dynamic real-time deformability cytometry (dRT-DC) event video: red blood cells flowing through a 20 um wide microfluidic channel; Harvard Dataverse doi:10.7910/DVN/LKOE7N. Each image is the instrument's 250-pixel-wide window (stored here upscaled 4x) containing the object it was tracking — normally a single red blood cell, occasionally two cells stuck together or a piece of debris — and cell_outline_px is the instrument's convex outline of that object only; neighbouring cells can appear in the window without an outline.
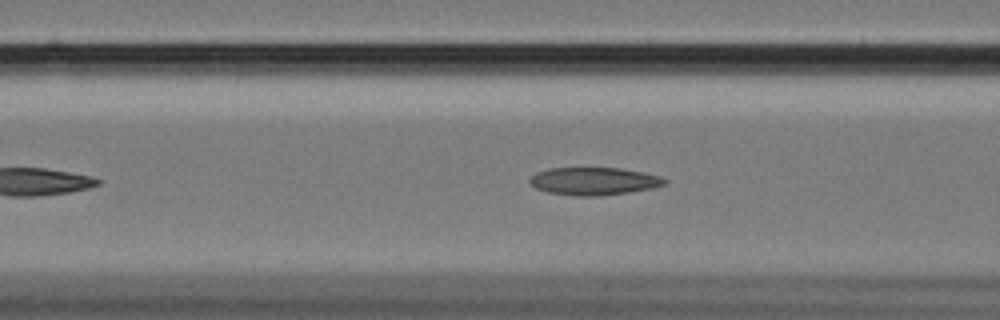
{"species": "Egyptian fruit bat (a non-hibernating species)", "species_latin": "Rousettus aegyptiacus", "temperature_condition": "cold", "stored_images_in_passage": 33, "camera_frame_rate_fps": 3000, "um_per_image_px": 0.085, "animal": {"sex": "female"}, "frame": {"image": 1, "passage_image": 13, "time_ms": 4.0, "image_size_px": [1000, 320], "cell_outline_px": [[668, 180], [664, 184], [652, 188], [628, 192], [596, 196], [580, 196], [548, 192], [536, 188], [528, 184], [528, 180], [536, 172], [548, 168], [620, 168], [644, 172], [660, 176]], "centroid_in_image_um": [50.45, 15.39], "position_along_channel_um": 116.1, "area_um2": 21.73}}
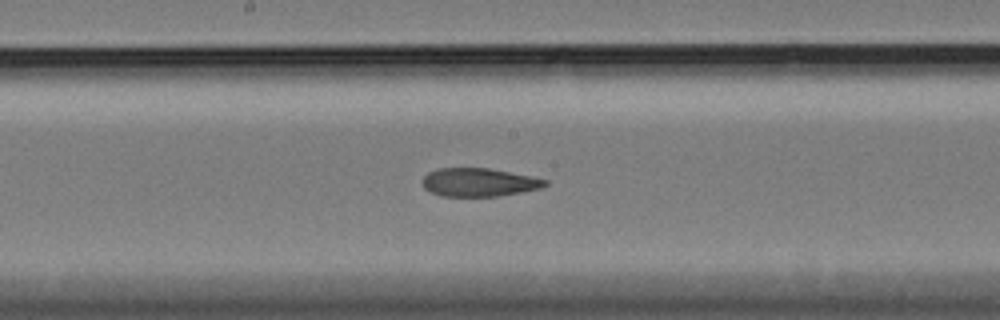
{"frame": {"image": 2, "passage_image": 21, "time_ms": 6.667, "image_size_px": [1000, 320], "cell_outline_px": [[548, 184], [540, 188], [520, 192], [496, 196], [440, 196], [424, 188], [420, 180], [428, 172], [436, 168], [488, 168], [532, 176], [548, 180]], "centroid_in_image_um": [40.67, 15.49], "position_along_channel_um": 207.5, "area_um2": 20.29}}
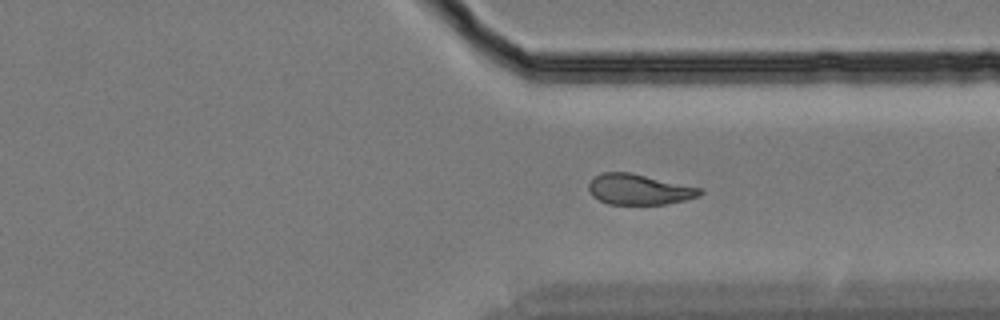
{"frame": {"image": 3, "passage_image": 30, "time_ms": 9.667, "image_size_px": [1000, 320], "cell_outline_px": [[704, 192], [700, 196], [684, 200], [664, 204], [608, 204], [592, 196], [588, 188], [588, 184], [596, 176], [604, 172], [628, 172], [704, 188]], "centroid_in_image_um": [54.36, 16.1], "position_along_channel_um": 357.0, "area_um2": 19.77}}